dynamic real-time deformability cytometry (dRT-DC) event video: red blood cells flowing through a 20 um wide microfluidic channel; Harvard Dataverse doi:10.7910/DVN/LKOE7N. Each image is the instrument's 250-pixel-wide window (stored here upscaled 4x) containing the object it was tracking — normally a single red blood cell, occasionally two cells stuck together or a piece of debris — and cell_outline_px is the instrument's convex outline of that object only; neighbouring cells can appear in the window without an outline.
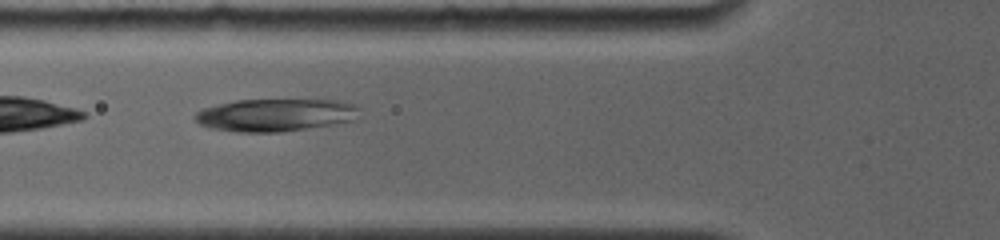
{"species": "common noctule bat (a hibernating species)", "species_latin": "Nyctalus noctula", "temperature_condition": "room temperature", "stored_images_in_passage": 6, "camera_frame_rate_fps": 4000, "um_per_image_px": 0.085, "animal": {"sex": "female", "body_mass_g": 19.0, "forearm_length_mm": 56.7}, "frame": {"image": 1, "passage_image": 2, "time_ms": 1.0, "image_size_px": [1000, 240], "cell_outline_px": [[360, 108], [352, 120], [332, 124], [280, 132], [236, 132], [208, 128], [200, 124], [192, 116], [196, 112], [204, 108], [236, 100], [336, 100], [356, 104]], "centroid_in_image_um": [23.36, 9.77], "position_along_channel_um": 102.4, "area_um2": 31.04}}
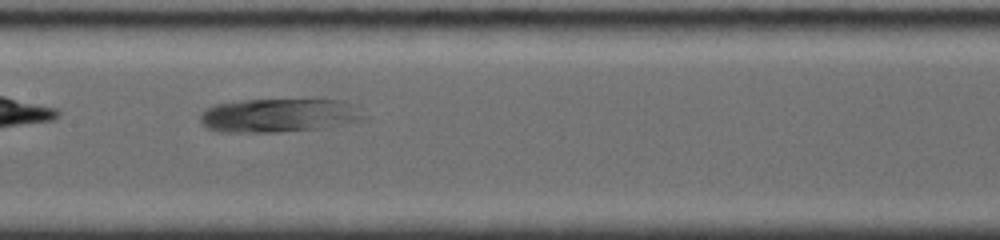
{"frame": {"image": 2, "passage_image": 4, "time_ms": 3.25, "image_size_px": [1000, 240], "cell_outline_px": [[368, 116], [364, 120], [344, 124], [320, 128], [280, 132], [220, 132], [208, 128], [200, 124], [200, 112], [204, 108], [212, 104], [240, 100], [344, 100], [360, 108]], "centroid_in_image_um": [23.69, 9.8], "position_along_channel_um": 183.7, "area_um2": 32.66}}
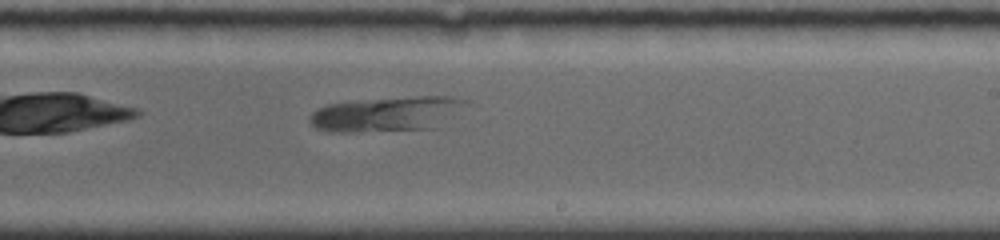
{"frame": {"image": 3, "passage_image": 6, "time_ms": 5.25, "image_size_px": [1000, 240], "cell_outline_px": [[476, 104], [440, 128], [356, 132], [332, 132], [316, 128], [308, 120], [308, 116], [312, 112], [328, 104], [416, 96], [448, 96], [472, 100]], "centroid_in_image_um": [33.13, 9.7], "position_along_channel_um": 255.9, "area_um2": 32.66}}